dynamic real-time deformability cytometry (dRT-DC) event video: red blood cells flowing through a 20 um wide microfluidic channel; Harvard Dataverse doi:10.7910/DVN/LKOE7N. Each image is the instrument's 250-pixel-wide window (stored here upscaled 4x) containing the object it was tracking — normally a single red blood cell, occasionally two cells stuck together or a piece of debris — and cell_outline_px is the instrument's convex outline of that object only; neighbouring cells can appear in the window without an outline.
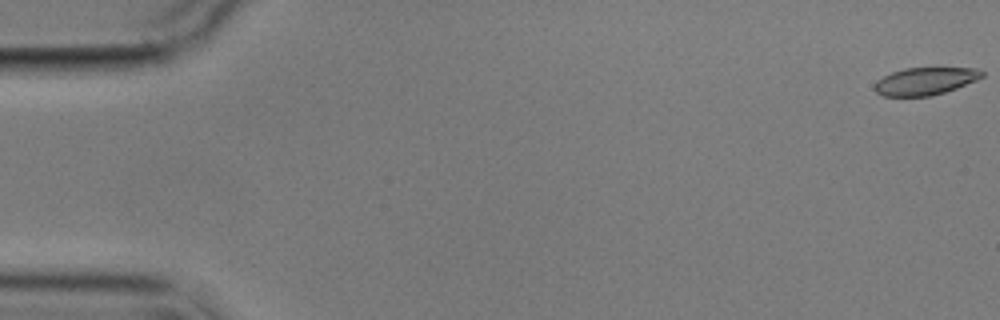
{"species": "common noctule bat (a hibernating species)", "species_latin": "Nyctalus noctula", "temperature_condition": "cold", "stored_images_in_passage": 7, "camera_frame_rate_fps": 3000, "um_per_image_px": 0.085, "animal": {"sex": "male", "body_mass_g": 17.9}, "frame": {"image": 1, "passage_image": 1, "time_ms": 0.0, "image_size_px": [1000, 320], "cell_outline_px": [[984, 76], [976, 80], [956, 88], [932, 96], [884, 96], [876, 92], [872, 88], [876, 80], [892, 72], [904, 68], [980, 68], [984, 72]], "centroid_in_image_um": [78.63, 6.89], "position_along_channel_um": 6.4, "area_um2": 17.28}}
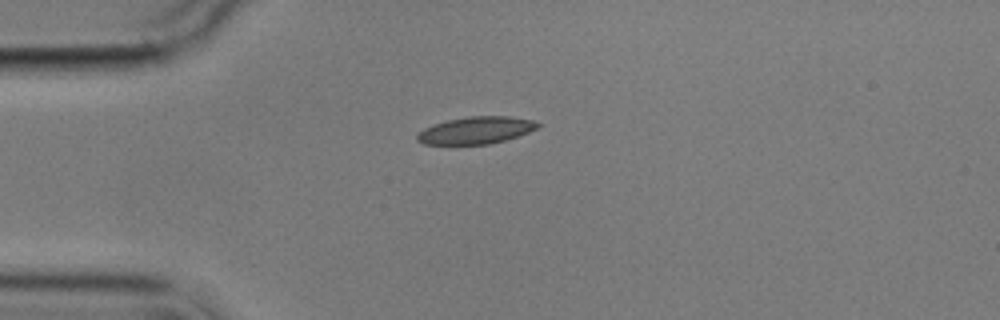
{"frame": {"image": 2, "passage_image": 5, "time_ms": 4.667, "image_size_px": [1000, 320], "cell_outline_px": [[540, 124], [536, 128], [528, 132], [504, 140], [488, 144], [424, 144], [416, 140], [416, 136], [424, 128], [448, 120], [468, 116], [508, 116], [532, 120]], "centroid_in_image_um": [40.43, 11.07], "position_along_channel_um": 44.6, "area_um2": 18.73}}
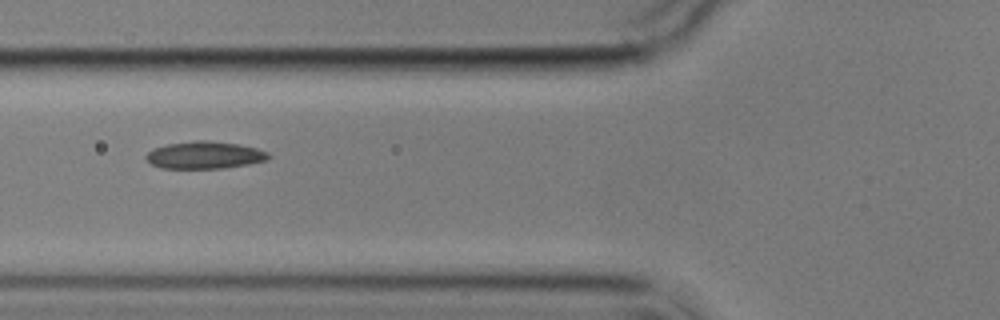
{"frame": {"image": 3, "passage_image": 7, "time_ms": 7.0, "image_size_px": [1000, 320], "cell_outline_px": [[272, 156], [268, 160], [248, 164], [224, 168], [160, 168], [152, 164], [144, 156], [152, 148], [168, 144], [196, 140], [208, 140], [236, 144], [256, 148], [268, 152]], "centroid_in_image_um": [17.4, 13.18], "position_along_channel_um": 108.4, "area_um2": 19.48}}